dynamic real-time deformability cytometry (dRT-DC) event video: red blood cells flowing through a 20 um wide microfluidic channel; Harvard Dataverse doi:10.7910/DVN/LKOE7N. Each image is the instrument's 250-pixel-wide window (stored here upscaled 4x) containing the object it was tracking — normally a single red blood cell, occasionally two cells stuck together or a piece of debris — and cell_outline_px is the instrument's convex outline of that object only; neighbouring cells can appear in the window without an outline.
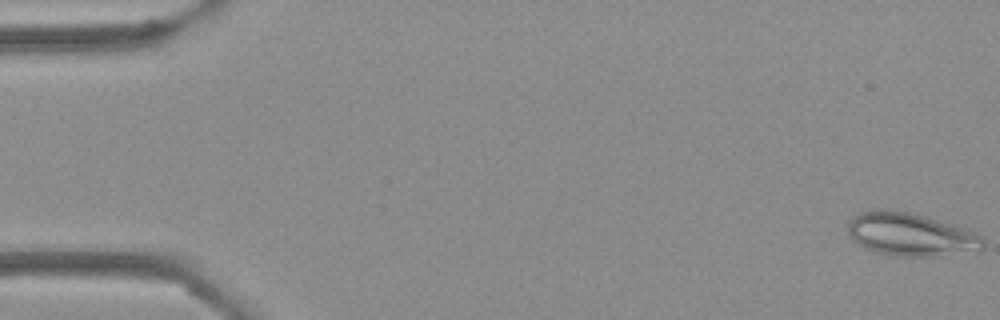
{"species": "Egyptian fruit bat (a non-hibernating species)", "species_latin": "Rousettus aegyptiacus", "temperature_condition": "cold", "stored_images_in_passage": 54, "camera_frame_rate_fps": 3000, "um_per_image_px": 0.085, "frame": {"image": 1, "passage_image": 1, "time_ms": 0.0, "image_size_px": [1000, 320], "cell_outline_px": [[984, 248], [940, 256], [904, 256], [876, 252], [864, 248], [852, 240], [848, 232], [848, 220], [852, 216], [860, 212], [876, 208], [888, 208], [928, 216], [952, 224], [972, 232], [980, 236], [984, 240]], "centroid_in_image_um": [77.33, 19.9], "position_along_channel_um": 7.7, "area_um2": 33.99}}
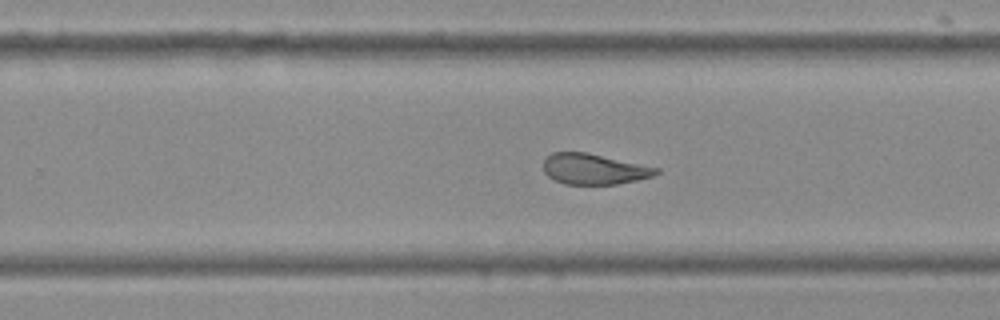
{"frame": {"image": 2, "passage_image": 34, "time_ms": 11.0, "image_size_px": [1000, 320], "cell_outline_px": [[660, 172], [652, 176], [636, 180], [616, 184], [564, 184], [548, 176], [544, 172], [544, 160], [552, 152], [588, 152], [660, 168]], "centroid_in_image_um": [50.5, 14.36], "position_along_channel_um": 279.3, "area_um2": 20.11}}
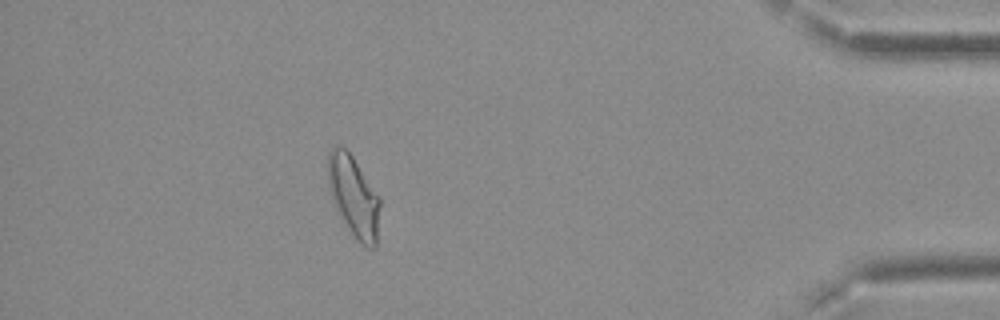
{"frame": {"image": 3, "passage_image": 48, "time_ms": 15.667, "image_size_px": [1000, 320], "cell_outline_px": [[380, 204], [376, 248], [364, 248], [356, 240], [340, 216], [328, 192], [328, 152], [336, 144], [344, 148], [352, 156], [380, 196]], "centroid_in_image_um": [30.06, 16.72], "position_along_channel_um": 405.1, "area_um2": 24.8}, "authors_computed_cell_mechanics": {"area_um2": 23.1778, "velocity_mm_per_s": 3.7443, "shape_relaxation_time_tau1_ms": null, "shape_relaxation_time_tau2_ms": 2.6294, "deformation_change_tau1": null, "deformation_change_tau2": 0.0888}}